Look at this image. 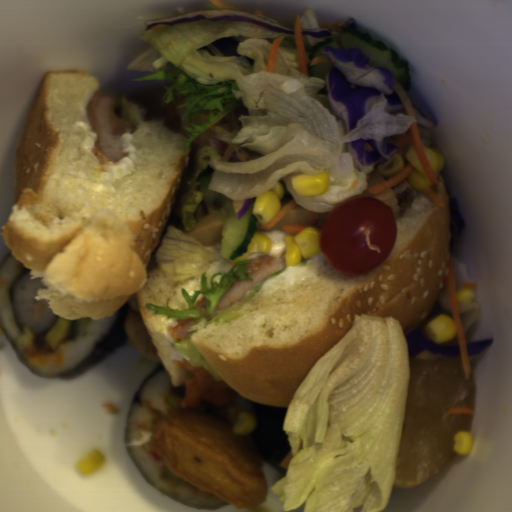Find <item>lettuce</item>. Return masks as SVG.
Returning <instances> with one entry per match:
<instances>
[{
  "label": "lettuce",
  "instance_id": "lettuce-1",
  "mask_svg": "<svg viewBox=\"0 0 512 512\" xmlns=\"http://www.w3.org/2000/svg\"><path fill=\"white\" fill-rule=\"evenodd\" d=\"M250 263H253L251 259L244 261H236L228 273L225 272L223 274L220 271L213 273L212 276L210 277V288L208 284L207 275L204 271L200 279V290L194 292L192 298L189 292L181 287V295L188 310H179L178 308L172 309L168 301L166 302L165 306H157L152 302H146L144 307L154 311V314L166 315L167 321L172 318H175L177 322L180 320L194 319L195 321L191 324V326H196L203 319L204 328L212 324L213 322L215 323V326H218L233 320L240 319L246 312L242 310L244 305L257 294L261 286L269 278L279 275L280 273L286 270L287 266H284L283 268L276 270L270 275L264 277L259 283L255 284L251 290H247L244 293L243 299L225 308L211 320H207L206 318L202 317L201 314H213L221 296L234 282H239L243 280H253L251 275L246 270L248 264ZM220 274L223 275L220 279V282L218 283L215 278L217 275ZM202 295L207 297V305L205 311H198L197 309L194 308V304L201 298Z\"/></svg>",
  "mask_w": 512,
  "mask_h": 512
},
{
  "label": "lettuce",
  "instance_id": "lettuce-2",
  "mask_svg": "<svg viewBox=\"0 0 512 512\" xmlns=\"http://www.w3.org/2000/svg\"><path fill=\"white\" fill-rule=\"evenodd\" d=\"M198 330H192L188 336L181 340L173 339V346L176 350L183 354V356L194 366H202V368L210 375V377L216 381H224L221 376L214 370V368L208 363V361L199 352L196 346L191 341V336Z\"/></svg>",
  "mask_w": 512,
  "mask_h": 512
}]
</instances>
